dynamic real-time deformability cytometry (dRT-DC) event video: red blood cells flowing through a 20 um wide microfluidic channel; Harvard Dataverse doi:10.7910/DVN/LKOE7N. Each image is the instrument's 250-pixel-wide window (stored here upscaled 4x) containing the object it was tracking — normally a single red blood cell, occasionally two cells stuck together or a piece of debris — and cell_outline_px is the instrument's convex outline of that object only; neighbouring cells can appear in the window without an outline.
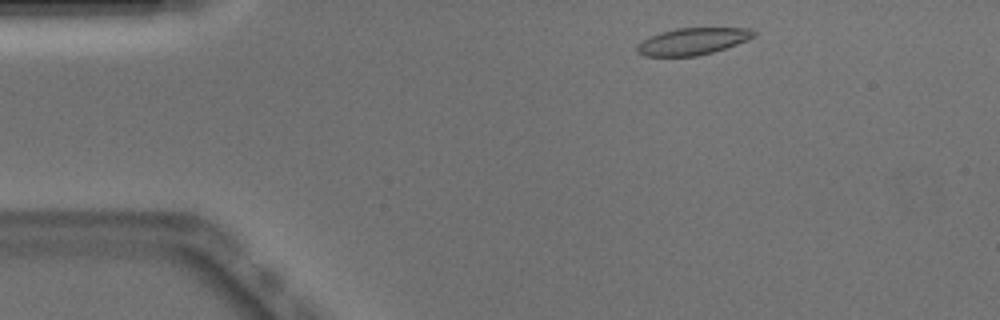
{"species": "Egyptian fruit bat (a non-hibernating species)", "species_latin": "Rousettus aegyptiacus", "temperature_condition": "warm", "stored_images_in_passage": 46, "camera_frame_rate_fps": 3000, "um_per_image_px": 0.085, "animal": {"sex": "male"}, "frame": {"image": 1, "passage_image": 3, "time_ms": 0.667, "image_size_px": [1000, 320], "cell_outline_px": [[756, 36], [748, 40], [712, 52], [696, 56], [644, 56], [636, 52], [636, 48], [644, 40], [660, 32], [676, 28], [752, 28], [756, 32]], "centroid_in_image_um": [58.91, 3.51], "position_along_channel_um": 26.1, "area_um2": 18.15}}
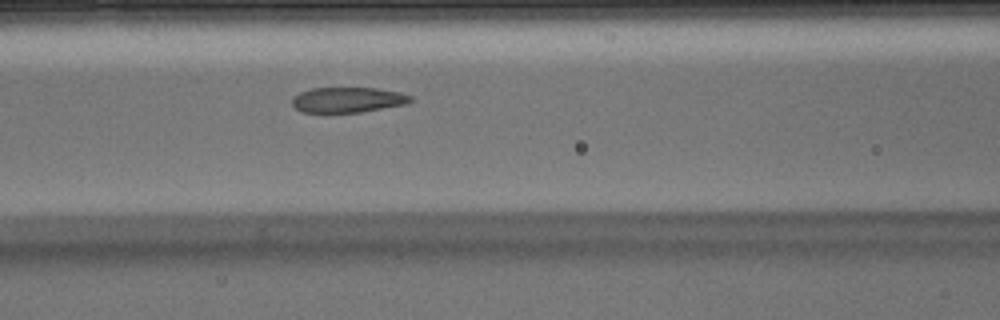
{"frame": {"image": 2, "passage_image": 16, "time_ms": 5.0, "image_size_px": [1000, 320], "cell_outline_px": [[412, 100], [404, 104], [360, 112], [300, 112], [292, 104], [292, 96], [300, 92], [312, 88], [376, 88], [400, 92], [412, 96]], "centroid_in_image_um": [29.52, 8.48], "position_along_channel_um": 137.1, "area_um2": 17.34}}
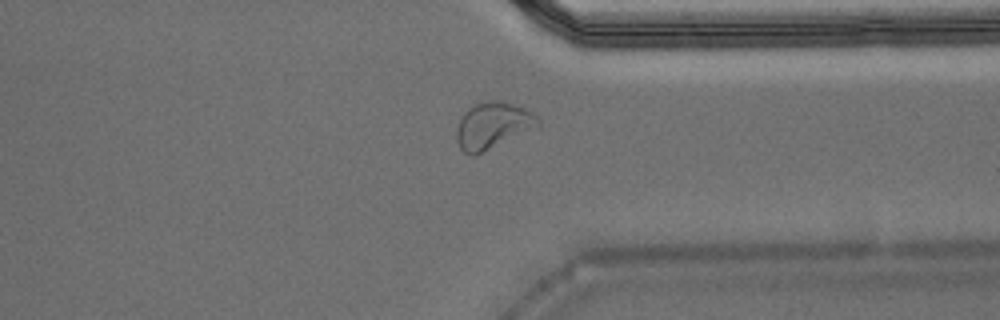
{"frame": {"image": 3, "passage_image": 34, "time_ms": 11.0, "image_size_px": [1000, 320], "cell_outline_px": [[540, 124], [476, 156], [468, 156], [460, 148], [456, 140], [456, 128], [460, 116], [468, 108], [484, 100], [504, 100], [524, 108], [532, 112], [540, 120]], "centroid_in_image_um": [41.82, 10.66], "position_along_channel_um": 369.6, "area_um2": 22.14}, "authors_computed_cell_mechanics": {"area_um2": 19.2474, "velocity_mm_per_s": 3.9039, "shape_relaxation_time_tau1_ms": 8.7278, "shape_relaxation_time_tau2_ms": 1.0981, "deformation_change_tau1": 0.2198, "deformation_change_tau2": 0.0737}}